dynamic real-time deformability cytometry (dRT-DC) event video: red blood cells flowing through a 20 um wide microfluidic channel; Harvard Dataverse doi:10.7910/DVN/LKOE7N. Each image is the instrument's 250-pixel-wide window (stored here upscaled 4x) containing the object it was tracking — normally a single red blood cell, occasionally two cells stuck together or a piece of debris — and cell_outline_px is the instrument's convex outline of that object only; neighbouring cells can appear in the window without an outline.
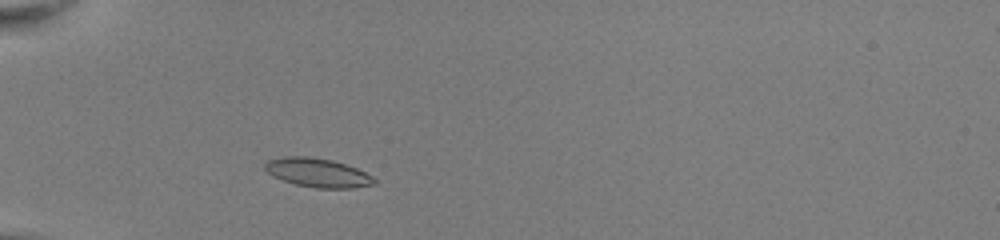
{"species": "common noctule bat (a hibernating species)", "species_latin": "Nyctalus noctula", "temperature_condition": "room temperature", "stored_images_in_passage": 39, "camera_frame_rate_fps": 3000, "um_per_image_px": 0.085, "animal": {"sex": "female", "body_mass_g": 22.0, "forearm_length_mm": 56.7}, "frame": {"image": 1, "passage_image": 5, "time_ms": 1.333, "image_size_px": [1000, 240], "cell_outline_px": [[376, 184], [352, 188], [316, 188], [296, 184], [272, 176], [264, 168], [264, 164], [268, 160], [284, 156], [312, 156], [332, 160], [356, 168], [372, 176], [376, 180]], "centroid_in_image_um": [26.99, 14.67], "position_along_channel_um": 58.0, "area_um2": 18.38}}
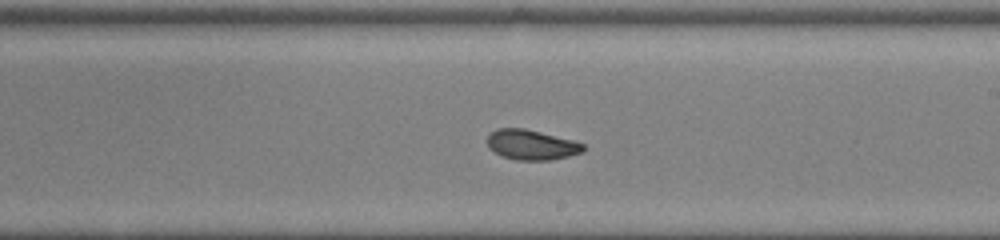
{"frame": {"image": 2, "passage_image": 20, "time_ms": 6.333, "image_size_px": [1000, 240], "cell_outline_px": [[584, 152], [552, 160], [516, 160], [504, 156], [488, 148], [488, 132], [496, 128], [524, 128], [572, 140], [584, 144]], "centroid_in_image_um": [45.16, 12.3], "position_along_channel_um": 243.8, "area_um2": 16.76}}
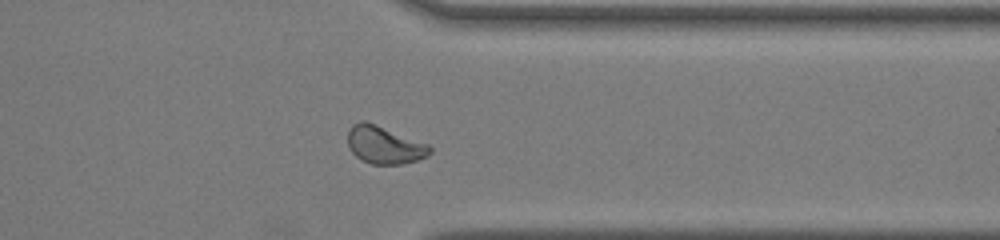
{"frame": {"image": 3, "passage_image": 30, "time_ms": 9.667, "image_size_px": [1000, 240], "cell_outline_px": [[432, 152], [428, 156], [416, 160], [400, 164], [372, 164], [360, 160], [348, 148], [348, 132], [352, 124], [360, 120], [364, 120], [428, 144], [432, 148]], "centroid_in_image_um": [32.65, 12.32], "position_along_channel_um": 378.8, "area_um2": 17.98}, "authors_computed_cell_mechanics": {"area_um2": 17.5134, "velocity_mm_per_s": 4.0309, "shape_relaxation_time_tau1_ms": 3.5395, "shape_relaxation_time_tau2_ms": 1.4279, "deformation_change_tau1": 0.1373, "deformation_change_tau2": 0.0538}}